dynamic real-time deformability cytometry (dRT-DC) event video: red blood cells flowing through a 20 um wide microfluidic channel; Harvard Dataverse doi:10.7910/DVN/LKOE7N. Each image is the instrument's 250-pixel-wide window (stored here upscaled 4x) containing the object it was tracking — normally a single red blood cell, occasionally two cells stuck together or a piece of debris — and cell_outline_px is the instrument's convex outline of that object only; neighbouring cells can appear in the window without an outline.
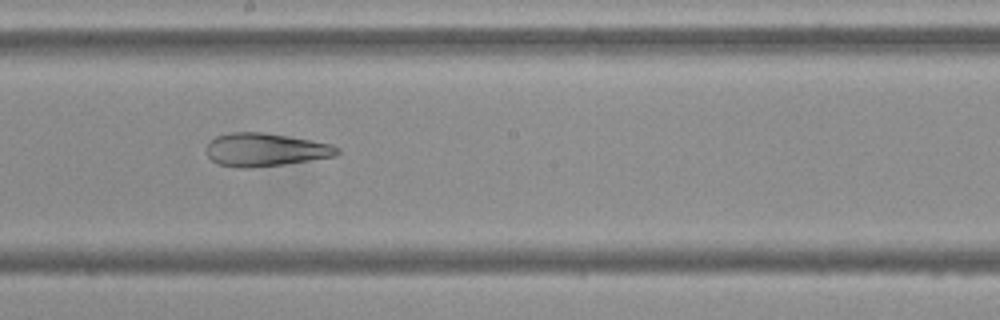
{"species": "Egyptian fruit bat (a non-hibernating species)", "species_latin": "Rousettus aegyptiacus", "temperature_condition": "cold", "stored_images_in_passage": 43, "camera_frame_rate_fps": 3000, "um_per_image_px": 0.085, "frame": {"image": 1, "passage_image": 19, "time_ms": 6.0, "image_size_px": [1000, 320], "cell_outline_px": [[340, 152], [336, 156], [284, 164], [248, 168], [236, 168], [216, 164], [208, 156], [204, 148], [208, 140], [216, 136], [232, 132], [260, 132], [312, 140], [332, 144], [340, 148]], "centroid_in_image_um": [22.51, 12.73], "position_along_channel_um": 225.7, "area_um2": 25.55}, "authors_computed_cell_mechanics": {"area_um2": 29.8248, "velocity_mm_per_s": 3.6821, "shape_relaxation_time_tau1_ms": null, "shape_relaxation_time_tau2_ms": 2.7246, "deformation_change_tau1": null, "deformation_change_tau2": 0.1217}}